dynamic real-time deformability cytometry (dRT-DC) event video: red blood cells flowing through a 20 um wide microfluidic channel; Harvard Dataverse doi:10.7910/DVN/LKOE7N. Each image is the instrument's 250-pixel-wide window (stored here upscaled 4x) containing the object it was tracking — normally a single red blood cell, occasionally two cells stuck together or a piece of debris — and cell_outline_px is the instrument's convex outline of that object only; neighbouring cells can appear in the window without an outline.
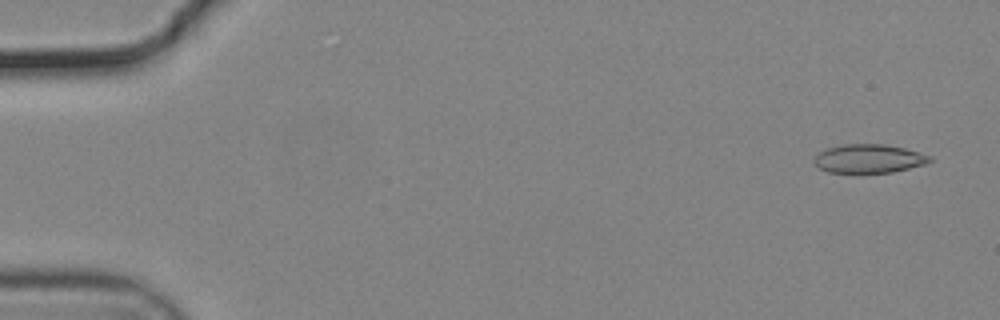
{"species": "common noctule bat (a hibernating species)", "species_latin": "Nyctalus noctula", "temperature_condition": "cold", "stored_images_in_passage": 18, "camera_frame_rate_fps": 3000, "um_per_image_px": 0.085, "animal": {"sex": "male", "body_mass_g": 19.2, "forearm_length_mm": 51.8}, "frame": {"image": 1, "passage_image": 3, "time_ms": 0.667, "image_size_px": [1000, 320], "cell_outline_px": [[932, 160], [924, 164], [892, 172], [828, 172], [820, 168], [812, 160], [820, 152], [828, 148], [844, 144], [884, 144], [904, 148], [932, 156]], "centroid_in_image_um": [73.85, 13.47], "position_along_channel_um": 11.1, "area_um2": 19.02}}
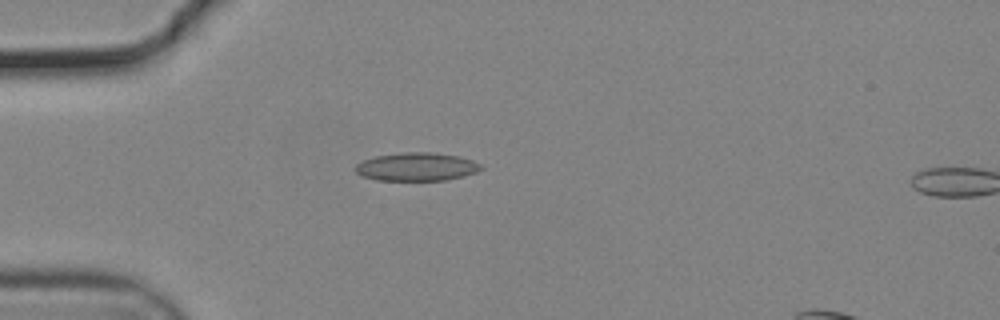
{"frame": {"image": 2, "passage_image": 16, "time_ms": 5.0, "image_size_px": [1000, 320], "cell_outline_px": [[484, 168], [476, 172], [464, 176], [444, 180], [376, 180], [360, 176], [356, 172], [356, 164], [364, 160], [376, 156], [404, 152], [428, 152], [460, 156], [472, 160], [480, 164]], "centroid_in_image_um": [35.42, 14.18], "position_along_channel_um": 49.6, "area_um2": 20.63}}